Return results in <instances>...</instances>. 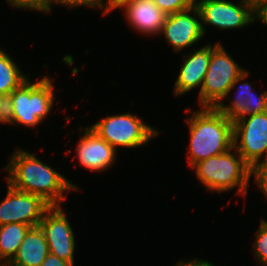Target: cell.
<instances>
[{
  "label": "cell",
  "mask_w": 267,
  "mask_h": 266,
  "mask_svg": "<svg viewBox=\"0 0 267 266\" xmlns=\"http://www.w3.org/2000/svg\"><path fill=\"white\" fill-rule=\"evenodd\" d=\"M55 4H61V5H65L66 7L69 6L70 8H74V7H80V6H88V7H97L98 9H100V5H101V0H51V4L52 3Z\"/></svg>",
  "instance_id": "cell-24"
},
{
  "label": "cell",
  "mask_w": 267,
  "mask_h": 266,
  "mask_svg": "<svg viewBox=\"0 0 267 266\" xmlns=\"http://www.w3.org/2000/svg\"><path fill=\"white\" fill-rule=\"evenodd\" d=\"M0 122L13 124L12 93L0 95Z\"/></svg>",
  "instance_id": "cell-23"
},
{
  "label": "cell",
  "mask_w": 267,
  "mask_h": 266,
  "mask_svg": "<svg viewBox=\"0 0 267 266\" xmlns=\"http://www.w3.org/2000/svg\"><path fill=\"white\" fill-rule=\"evenodd\" d=\"M130 26L144 35L159 34L164 25L166 15L152 0H134L124 9Z\"/></svg>",
  "instance_id": "cell-15"
},
{
  "label": "cell",
  "mask_w": 267,
  "mask_h": 266,
  "mask_svg": "<svg viewBox=\"0 0 267 266\" xmlns=\"http://www.w3.org/2000/svg\"><path fill=\"white\" fill-rule=\"evenodd\" d=\"M252 4H253V6H255V5H257V4H259L260 2H263V1H265V0H249Z\"/></svg>",
  "instance_id": "cell-29"
},
{
  "label": "cell",
  "mask_w": 267,
  "mask_h": 266,
  "mask_svg": "<svg viewBox=\"0 0 267 266\" xmlns=\"http://www.w3.org/2000/svg\"><path fill=\"white\" fill-rule=\"evenodd\" d=\"M238 5L225 0H200L195 1L205 33L206 24L221 30L244 28L254 22V6L249 0H240Z\"/></svg>",
  "instance_id": "cell-8"
},
{
  "label": "cell",
  "mask_w": 267,
  "mask_h": 266,
  "mask_svg": "<svg viewBox=\"0 0 267 266\" xmlns=\"http://www.w3.org/2000/svg\"><path fill=\"white\" fill-rule=\"evenodd\" d=\"M248 75L219 43L211 52L209 66L199 92V104L201 107L215 108L231 93L235 85Z\"/></svg>",
  "instance_id": "cell-4"
},
{
  "label": "cell",
  "mask_w": 267,
  "mask_h": 266,
  "mask_svg": "<svg viewBox=\"0 0 267 266\" xmlns=\"http://www.w3.org/2000/svg\"><path fill=\"white\" fill-rule=\"evenodd\" d=\"M186 261L182 262V261H178L176 266H215L211 263H209L208 261H204V260H197V258H195L194 260H189L187 263H185Z\"/></svg>",
  "instance_id": "cell-28"
},
{
  "label": "cell",
  "mask_w": 267,
  "mask_h": 266,
  "mask_svg": "<svg viewBox=\"0 0 267 266\" xmlns=\"http://www.w3.org/2000/svg\"><path fill=\"white\" fill-rule=\"evenodd\" d=\"M47 240L49 253L74 265L75 237L61 206H51L39 223Z\"/></svg>",
  "instance_id": "cell-10"
},
{
  "label": "cell",
  "mask_w": 267,
  "mask_h": 266,
  "mask_svg": "<svg viewBox=\"0 0 267 266\" xmlns=\"http://www.w3.org/2000/svg\"><path fill=\"white\" fill-rule=\"evenodd\" d=\"M186 120L190 129L187 157L191 168L197 162L233 147V121L216 108L202 107Z\"/></svg>",
  "instance_id": "cell-2"
},
{
  "label": "cell",
  "mask_w": 267,
  "mask_h": 266,
  "mask_svg": "<svg viewBox=\"0 0 267 266\" xmlns=\"http://www.w3.org/2000/svg\"><path fill=\"white\" fill-rule=\"evenodd\" d=\"M234 150L237 157L231 153ZM197 179L206 190L225 192L238 187L237 194L246 197L251 178V166L233 146L224 153L201 160L192 166Z\"/></svg>",
  "instance_id": "cell-3"
},
{
  "label": "cell",
  "mask_w": 267,
  "mask_h": 266,
  "mask_svg": "<svg viewBox=\"0 0 267 266\" xmlns=\"http://www.w3.org/2000/svg\"><path fill=\"white\" fill-rule=\"evenodd\" d=\"M90 128L115 149L117 146L137 148L160 133L145 124L140 117L128 112L103 118Z\"/></svg>",
  "instance_id": "cell-6"
},
{
  "label": "cell",
  "mask_w": 267,
  "mask_h": 266,
  "mask_svg": "<svg viewBox=\"0 0 267 266\" xmlns=\"http://www.w3.org/2000/svg\"><path fill=\"white\" fill-rule=\"evenodd\" d=\"M50 207L42 197L16 190L8 184L6 197L0 203V225L22 223L39 226Z\"/></svg>",
  "instance_id": "cell-9"
},
{
  "label": "cell",
  "mask_w": 267,
  "mask_h": 266,
  "mask_svg": "<svg viewBox=\"0 0 267 266\" xmlns=\"http://www.w3.org/2000/svg\"><path fill=\"white\" fill-rule=\"evenodd\" d=\"M40 266H74V265L66 260H63L49 253Z\"/></svg>",
  "instance_id": "cell-26"
},
{
  "label": "cell",
  "mask_w": 267,
  "mask_h": 266,
  "mask_svg": "<svg viewBox=\"0 0 267 266\" xmlns=\"http://www.w3.org/2000/svg\"><path fill=\"white\" fill-rule=\"evenodd\" d=\"M10 6L24 8L29 10H38L39 12L51 11V0H6Z\"/></svg>",
  "instance_id": "cell-21"
},
{
  "label": "cell",
  "mask_w": 267,
  "mask_h": 266,
  "mask_svg": "<svg viewBox=\"0 0 267 266\" xmlns=\"http://www.w3.org/2000/svg\"><path fill=\"white\" fill-rule=\"evenodd\" d=\"M218 44L214 46L208 44L199 50L194 49L195 52L187 55V58L184 55V64L173 88L175 96L185 94L197 87H202L211 59V52Z\"/></svg>",
  "instance_id": "cell-13"
},
{
  "label": "cell",
  "mask_w": 267,
  "mask_h": 266,
  "mask_svg": "<svg viewBox=\"0 0 267 266\" xmlns=\"http://www.w3.org/2000/svg\"><path fill=\"white\" fill-rule=\"evenodd\" d=\"M134 0H107V3L104 5L103 4V0H101V5H100V9H104L103 15H106L108 12H110L111 10L117 9V8H122L123 9L130 4L131 2H133ZM106 8H105V7Z\"/></svg>",
  "instance_id": "cell-25"
},
{
  "label": "cell",
  "mask_w": 267,
  "mask_h": 266,
  "mask_svg": "<svg viewBox=\"0 0 267 266\" xmlns=\"http://www.w3.org/2000/svg\"><path fill=\"white\" fill-rule=\"evenodd\" d=\"M190 12H192V15ZM199 18V19H198ZM166 41L172 45L174 51L194 45L204 36L201 15L196 5L193 7L166 15L161 33Z\"/></svg>",
  "instance_id": "cell-11"
},
{
  "label": "cell",
  "mask_w": 267,
  "mask_h": 266,
  "mask_svg": "<svg viewBox=\"0 0 267 266\" xmlns=\"http://www.w3.org/2000/svg\"><path fill=\"white\" fill-rule=\"evenodd\" d=\"M239 90V91H238ZM235 92V100L229 105H224L221 101L215 108L225 114L229 120H238L251 114H261L267 112V90L259 97L253 91L252 85L248 82H241Z\"/></svg>",
  "instance_id": "cell-14"
},
{
  "label": "cell",
  "mask_w": 267,
  "mask_h": 266,
  "mask_svg": "<svg viewBox=\"0 0 267 266\" xmlns=\"http://www.w3.org/2000/svg\"><path fill=\"white\" fill-rule=\"evenodd\" d=\"M27 80L11 56L0 49V95L11 94Z\"/></svg>",
  "instance_id": "cell-18"
},
{
  "label": "cell",
  "mask_w": 267,
  "mask_h": 266,
  "mask_svg": "<svg viewBox=\"0 0 267 266\" xmlns=\"http://www.w3.org/2000/svg\"><path fill=\"white\" fill-rule=\"evenodd\" d=\"M255 176V182L258 187L264 192L267 199V160L255 164L251 167V175Z\"/></svg>",
  "instance_id": "cell-22"
},
{
  "label": "cell",
  "mask_w": 267,
  "mask_h": 266,
  "mask_svg": "<svg viewBox=\"0 0 267 266\" xmlns=\"http://www.w3.org/2000/svg\"><path fill=\"white\" fill-rule=\"evenodd\" d=\"M52 81L45 76L36 83L29 79L12 92L13 125L17 123L35 127L53 108L54 94Z\"/></svg>",
  "instance_id": "cell-5"
},
{
  "label": "cell",
  "mask_w": 267,
  "mask_h": 266,
  "mask_svg": "<svg viewBox=\"0 0 267 266\" xmlns=\"http://www.w3.org/2000/svg\"><path fill=\"white\" fill-rule=\"evenodd\" d=\"M256 18L267 25V0L254 6V21Z\"/></svg>",
  "instance_id": "cell-27"
},
{
  "label": "cell",
  "mask_w": 267,
  "mask_h": 266,
  "mask_svg": "<svg viewBox=\"0 0 267 266\" xmlns=\"http://www.w3.org/2000/svg\"><path fill=\"white\" fill-rule=\"evenodd\" d=\"M165 15L187 10L195 5L196 0H152Z\"/></svg>",
  "instance_id": "cell-20"
},
{
  "label": "cell",
  "mask_w": 267,
  "mask_h": 266,
  "mask_svg": "<svg viewBox=\"0 0 267 266\" xmlns=\"http://www.w3.org/2000/svg\"><path fill=\"white\" fill-rule=\"evenodd\" d=\"M233 146L251 167L267 160V112L233 120Z\"/></svg>",
  "instance_id": "cell-7"
},
{
  "label": "cell",
  "mask_w": 267,
  "mask_h": 266,
  "mask_svg": "<svg viewBox=\"0 0 267 266\" xmlns=\"http://www.w3.org/2000/svg\"><path fill=\"white\" fill-rule=\"evenodd\" d=\"M49 254L47 240L40 226L31 227L16 255L6 266H40Z\"/></svg>",
  "instance_id": "cell-16"
},
{
  "label": "cell",
  "mask_w": 267,
  "mask_h": 266,
  "mask_svg": "<svg viewBox=\"0 0 267 266\" xmlns=\"http://www.w3.org/2000/svg\"><path fill=\"white\" fill-rule=\"evenodd\" d=\"M84 130L76 147L80 164L90 171H103L111 167L116 158V149L100 138L90 127Z\"/></svg>",
  "instance_id": "cell-12"
},
{
  "label": "cell",
  "mask_w": 267,
  "mask_h": 266,
  "mask_svg": "<svg viewBox=\"0 0 267 266\" xmlns=\"http://www.w3.org/2000/svg\"><path fill=\"white\" fill-rule=\"evenodd\" d=\"M254 252L261 265L267 266V221L261 220L260 227L256 232Z\"/></svg>",
  "instance_id": "cell-19"
},
{
  "label": "cell",
  "mask_w": 267,
  "mask_h": 266,
  "mask_svg": "<svg viewBox=\"0 0 267 266\" xmlns=\"http://www.w3.org/2000/svg\"><path fill=\"white\" fill-rule=\"evenodd\" d=\"M30 228L22 223L0 225V266H6L13 259Z\"/></svg>",
  "instance_id": "cell-17"
},
{
  "label": "cell",
  "mask_w": 267,
  "mask_h": 266,
  "mask_svg": "<svg viewBox=\"0 0 267 266\" xmlns=\"http://www.w3.org/2000/svg\"><path fill=\"white\" fill-rule=\"evenodd\" d=\"M5 169L9 174L6 180L11 187L38 195L51 206H61L66 199L63 193L79 188L35 154L22 149H16Z\"/></svg>",
  "instance_id": "cell-1"
}]
</instances>
